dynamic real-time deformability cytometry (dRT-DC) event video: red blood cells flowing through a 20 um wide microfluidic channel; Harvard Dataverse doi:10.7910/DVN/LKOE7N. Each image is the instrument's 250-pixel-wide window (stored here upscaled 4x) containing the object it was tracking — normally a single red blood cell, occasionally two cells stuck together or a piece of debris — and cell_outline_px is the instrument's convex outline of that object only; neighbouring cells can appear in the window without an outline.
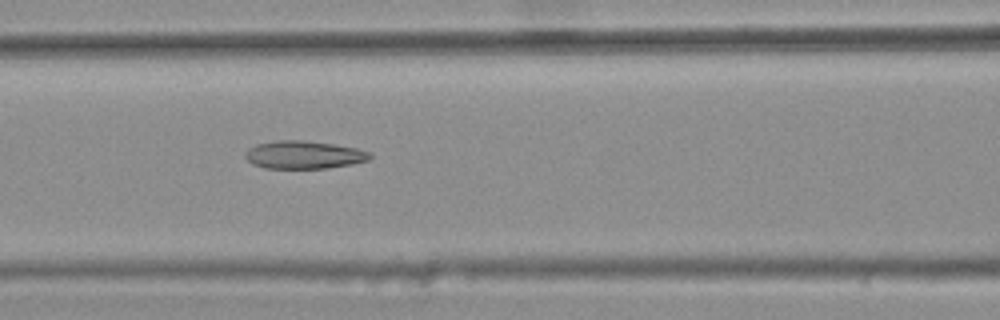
{"species": "common noctule bat (a hibernating species)", "species_latin": "Nyctalus noctula", "temperature_condition": "warm", "stored_images_in_passage": 6, "camera_frame_rate_fps": 3000, "um_per_image_px": 0.085, "animal": {"sex": "female", "body_mass_g": 25.1}, "frame": {"image": 1, "passage_image": 6, "time_ms": 1.667, "image_size_px": [1000, 320], "cell_outline_px": [[372, 156], [368, 160], [352, 164], [328, 168], [264, 168], [252, 164], [244, 156], [244, 152], [248, 148], [256, 144], [276, 140], [300, 140], [332, 144], [356, 148], [368, 152]], "centroid_in_image_um": [25.77, 13.16], "position_along_channel_um": 140.8, "area_um2": 20.23}}